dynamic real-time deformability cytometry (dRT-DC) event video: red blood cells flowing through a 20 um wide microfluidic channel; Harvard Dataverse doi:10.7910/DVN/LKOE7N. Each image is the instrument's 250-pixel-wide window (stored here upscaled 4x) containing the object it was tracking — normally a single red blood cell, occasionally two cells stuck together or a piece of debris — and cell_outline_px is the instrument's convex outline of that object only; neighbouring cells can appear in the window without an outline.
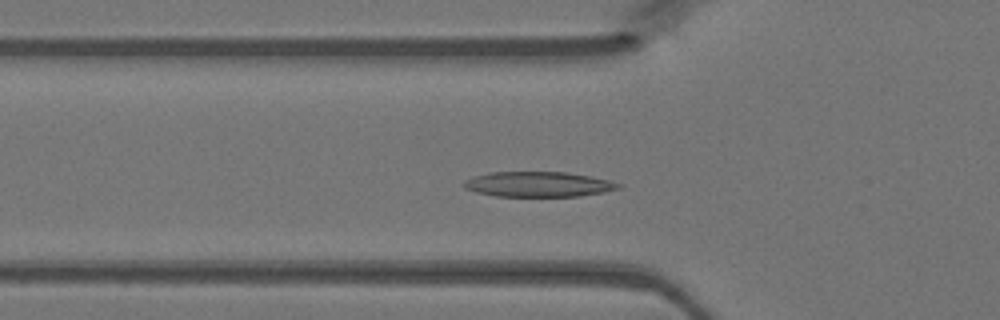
{"species": "Egyptian fruit bat (a non-hibernating species)", "species_latin": "Rousettus aegyptiacus", "temperature_condition": "warm", "stored_images_in_passage": 44, "camera_frame_rate_fps": 3000, "um_per_image_px": 0.085, "animal": {"sex": "female"}, "frame": {"image": 1, "passage_image": 13, "time_ms": 4.0, "image_size_px": [1000, 320], "cell_outline_px": [[624, 184], [620, 188], [604, 192], [580, 196], [496, 196], [476, 192], [464, 188], [460, 184], [464, 180], [488, 172], [568, 172], [592, 176]], "centroid_in_image_um": [45.76, 15.66], "position_along_channel_um": 80.0, "area_um2": 22.83}}
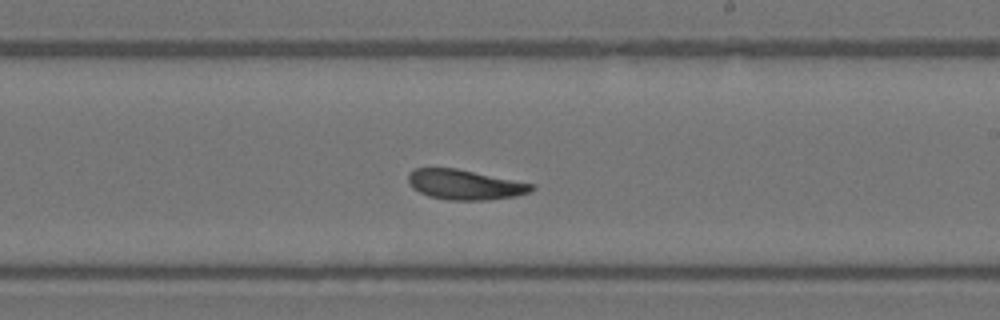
{"frame": {"image": 2, "passage_image": 25, "time_ms": 8.0, "image_size_px": [1000, 320], "cell_outline_px": [[536, 188], [528, 192], [516, 196], [488, 200], [448, 200], [428, 196], [412, 188], [408, 180], [408, 172], [416, 168], [456, 168], [536, 184]], "centroid_in_image_um": [39.52, 15.69], "position_along_channel_um": 249.5, "area_um2": 21.68}}
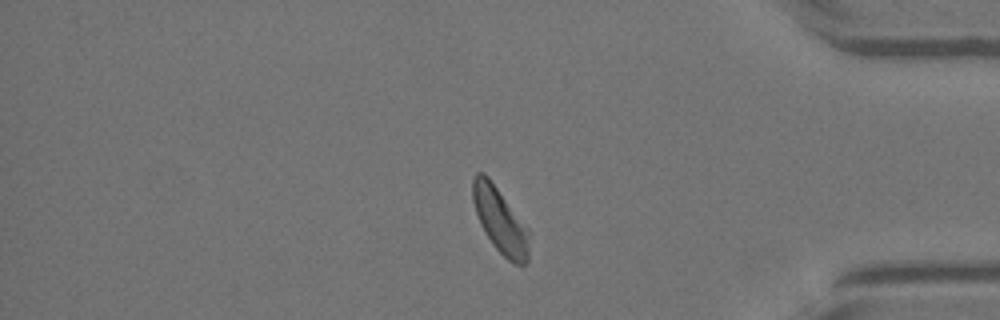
{"frame": {"image": 3, "passage_image": 37, "time_ms": 12.0, "image_size_px": [1000, 320], "cell_outline_px": [[528, 260], [524, 264], [512, 264], [492, 244], [484, 232], [480, 224], [472, 200], [472, 180], [476, 172], [484, 172], [488, 176], [528, 228]], "centroid_in_image_um": [42.48, 18.72], "position_along_channel_um": 392.7, "area_um2": 21.33}}